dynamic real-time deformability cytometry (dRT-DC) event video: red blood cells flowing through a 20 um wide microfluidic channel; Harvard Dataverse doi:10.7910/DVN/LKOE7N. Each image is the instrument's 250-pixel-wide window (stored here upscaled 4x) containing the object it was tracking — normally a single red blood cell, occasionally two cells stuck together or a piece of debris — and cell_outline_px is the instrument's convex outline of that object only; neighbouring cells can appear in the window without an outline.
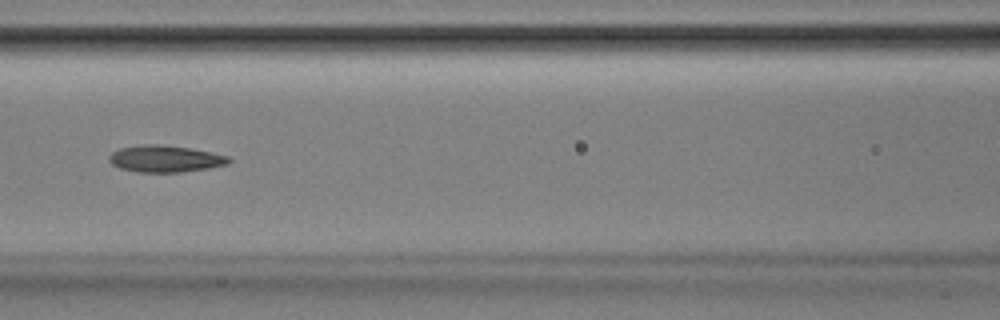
{"species": "Egyptian fruit bat (a non-hibernating species)", "species_latin": "Rousettus aegyptiacus", "temperature_condition": "room temperature", "stored_images_in_passage": 53, "camera_frame_rate_fps": 3000, "um_per_image_px": 0.085, "animal": {"sex": "male"}, "frame": {"image": 1, "passage_image": 24, "time_ms": 7.667, "image_size_px": [1000, 320], "cell_outline_px": [[232, 160], [228, 164], [208, 168], [180, 172], [136, 172], [120, 168], [112, 164], [108, 160], [108, 156], [112, 152], [120, 148], [140, 144], [160, 144], [188, 148], [228, 156]], "centroid_in_image_um": [14.0, 13.49], "position_along_channel_um": 152.6, "area_um2": 18.61}}
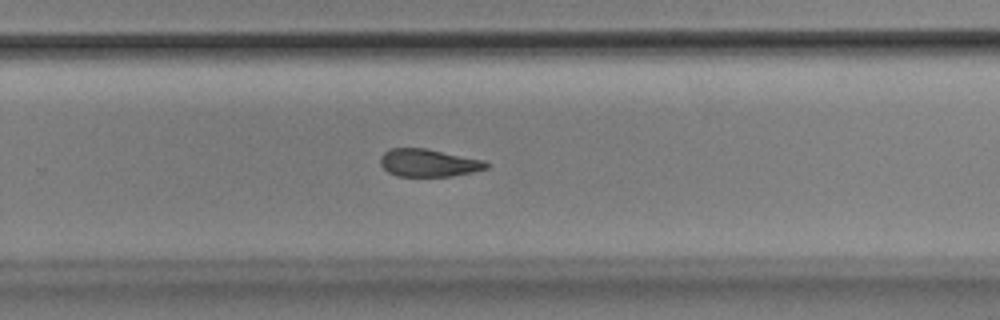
{"frame": {"image": 2, "passage_image": 35, "time_ms": 11.333, "image_size_px": [1000, 320], "cell_outline_px": [[492, 164], [488, 168], [472, 172], [452, 176], [396, 176], [388, 172], [380, 164], [380, 156], [388, 148], [428, 148], [484, 160]], "centroid_in_image_um": [36.44, 13.83], "position_along_channel_um": 293.4, "area_um2": 17.34}}
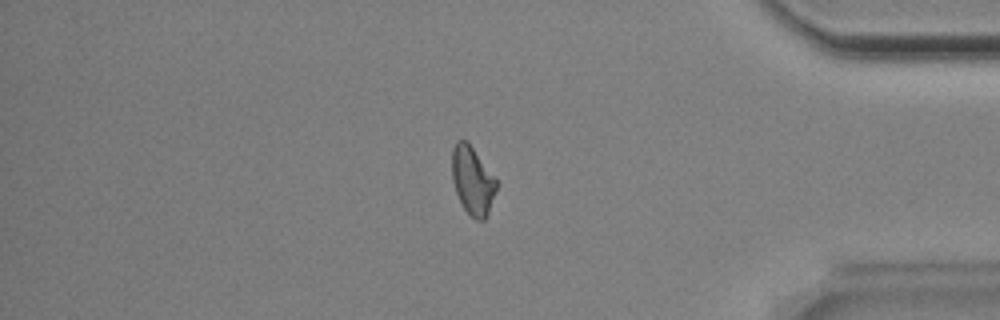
{"frame": {"image": 3, "passage_image": 45, "time_ms": 14.667, "image_size_px": [1000, 320], "cell_outline_px": [[496, 188], [488, 212], [484, 220], [476, 220], [464, 208], [456, 192], [452, 180], [452, 148], [456, 140], [468, 140], [496, 180]], "centroid_in_image_um": [40.13, 15.3], "position_along_channel_um": 395.1, "area_um2": 17.34}, "authors_computed_cell_mechanics": {"area_um2": 18.5538, "velocity_mm_per_s": 3.8666, "shape_relaxation_time_tau1_ms": null, "shape_relaxation_time_tau2_ms": 5.1383, "deformation_change_tau1": null, "deformation_change_tau2": 0.1288}}